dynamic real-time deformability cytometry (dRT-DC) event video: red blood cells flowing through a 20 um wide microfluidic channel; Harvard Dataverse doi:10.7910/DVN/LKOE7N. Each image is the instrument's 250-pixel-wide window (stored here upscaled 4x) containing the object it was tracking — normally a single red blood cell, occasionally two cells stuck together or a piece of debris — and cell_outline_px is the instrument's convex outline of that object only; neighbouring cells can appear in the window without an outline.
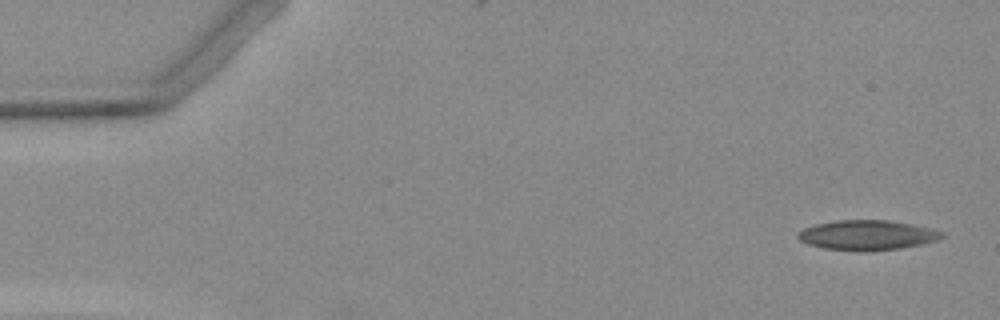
{"species": "Egyptian fruit bat (a non-hibernating species)", "species_latin": "Rousettus aegyptiacus", "temperature_condition": "warm", "stored_images_in_passage": 4, "camera_frame_rate_fps": 3000, "um_per_image_px": 0.085, "animal": {"sex": "female"}, "frame": {"image": 1, "passage_image": 1, "time_ms": 0.0, "image_size_px": [1000, 320], "cell_outline_px": [[944, 236], [936, 240], [920, 244], [900, 248], [868, 252], [860, 252], [824, 248], [808, 244], [800, 240], [796, 236], [804, 228], [816, 224], [836, 220], [888, 220], [912, 224], [944, 232]], "centroid_in_image_um": [73.69, 19.99], "position_along_channel_um": 11.3, "area_um2": 25.03}}
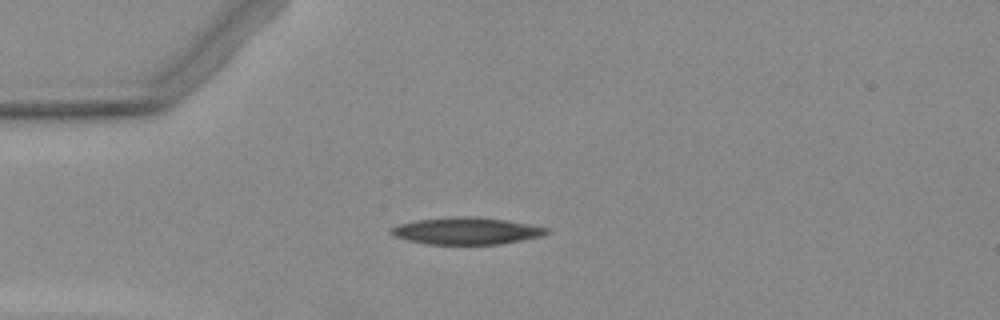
{"frame": {"image": 2, "passage_image": 4, "time_ms": 3.667, "image_size_px": [1000, 320], "cell_outline_px": [[552, 232], [544, 236], [500, 244], [428, 244], [408, 240], [396, 236], [388, 232], [392, 228], [400, 224], [416, 220], [452, 216], [476, 216], [504, 220], [528, 224], [548, 228]], "centroid_in_image_um": [39.69, 19.62], "position_along_channel_um": 45.3, "area_um2": 24.45}}